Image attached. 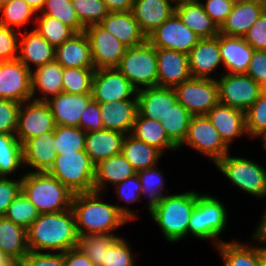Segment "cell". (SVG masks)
Returning a JSON list of instances; mask_svg holds the SVG:
<instances>
[{"mask_svg":"<svg viewBox=\"0 0 266 266\" xmlns=\"http://www.w3.org/2000/svg\"><path fill=\"white\" fill-rule=\"evenodd\" d=\"M0 99L19 103L32 99L31 70L18 59L0 64Z\"/></svg>","mask_w":266,"mask_h":266,"instance_id":"cell-16","label":"cell"},{"mask_svg":"<svg viewBox=\"0 0 266 266\" xmlns=\"http://www.w3.org/2000/svg\"><path fill=\"white\" fill-rule=\"evenodd\" d=\"M30 7H32L37 13L43 9L45 0H24Z\"/></svg>","mask_w":266,"mask_h":266,"instance_id":"cell-63","label":"cell"},{"mask_svg":"<svg viewBox=\"0 0 266 266\" xmlns=\"http://www.w3.org/2000/svg\"><path fill=\"white\" fill-rule=\"evenodd\" d=\"M157 86L174 88L191 78L188 55L164 48H156Z\"/></svg>","mask_w":266,"mask_h":266,"instance_id":"cell-17","label":"cell"},{"mask_svg":"<svg viewBox=\"0 0 266 266\" xmlns=\"http://www.w3.org/2000/svg\"><path fill=\"white\" fill-rule=\"evenodd\" d=\"M227 219V210L220 200L215 196L198 193V200L188 225V234L191 233L202 240L212 239L217 246L222 242L217 238L226 228Z\"/></svg>","mask_w":266,"mask_h":266,"instance_id":"cell-6","label":"cell"},{"mask_svg":"<svg viewBox=\"0 0 266 266\" xmlns=\"http://www.w3.org/2000/svg\"><path fill=\"white\" fill-rule=\"evenodd\" d=\"M157 169L158 167L155 165L137 172L142 186V194L149 198V203H147L148 210L165 196L163 195V189L165 188L164 177L162 176V172Z\"/></svg>","mask_w":266,"mask_h":266,"instance_id":"cell-47","label":"cell"},{"mask_svg":"<svg viewBox=\"0 0 266 266\" xmlns=\"http://www.w3.org/2000/svg\"><path fill=\"white\" fill-rule=\"evenodd\" d=\"M256 137H261L262 138V140H263V147H265L266 148V129L265 130H263V131H261Z\"/></svg>","mask_w":266,"mask_h":266,"instance_id":"cell-66","label":"cell"},{"mask_svg":"<svg viewBox=\"0 0 266 266\" xmlns=\"http://www.w3.org/2000/svg\"><path fill=\"white\" fill-rule=\"evenodd\" d=\"M12 0H0V7L6 3L11 2Z\"/></svg>","mask_w":266,"mask_h":266,"instance_id":"cell-70","label":"cell"},{"mask_svg":"<svg viewBox=\"0 0 266 266\" xmlns=\"http://www.w3.org/2000/svg\"><path fill=\"white\" fill-rule=\"evenodd\" d=\"M265 10L264 0H247L235 4L219 27V33L226 36L244 37Z\"/></svg>","mask_w":266,"mask_h":266,"instance_id":"cell-19","label":"cell"},{"mask_svg":"<svg viewBox=\"0 0 266 266\" xmlns=\"http://www.w3.org/2000/svg\"><path fill=\"white\" fill-rule=\"evenodd\" d=\"M92 52L94 68H116L127 47L99 24L85 27Z\"/></svg>","mask_w":266,"mask_h":266,"instance_id":"cell-15","label":"cell"},{"mask_svg":"<svg viewBox=\"0 0 266 266\" xmlns=\"http://www.w3.org/2000/svg\"><path fill=\"white\" fill-rule=\"evenodd\" d=\"M41 15L55 17L70 27L75 33L84 32L85 27L79 22L71 0H45Z\"/></svg>","mask_w":266,"mask_h":266,"instance_id":"cell-44","label":"cell"},{"mask_svg":"<svg viewBox=\"0 0 266 266\" xmlns=\"http://www.w3.org/2000/svg\"><path fill=\"white\" fill-rule=\"evenodd\" d=\"M39 215L37 208L21 191L8 207L4 217L27 230Z\"/></svg>","mask_w":266,"mask_h":266,"instance_id":"cell-46","label":"cell"},{"mask_svg":"<svg viewBox=\"0 0 266 266\" xmlns=\"http://www.w3.org/2000/svg\"><path fill=\"white\" fill-rule=\"evenodd\" d=\"M130 134L136 139L155 147L162 154L164 149L176 150L178 148L169 139L160 121L145 118L139 113Z\"/></svg>","mask_w":266,"mask_h":266,"instance_id":"cell-35","label":"cell"},{"mask_svg":"<svg viewBox=\"0 0 266 266\" xmlns=\"http://www.w3.org/2000/svg\"><path fill=\"white\" fill-rule=\"evenodd\" d=\"M86 132L80 127L56 125L54 147L57 155L84 150Z\"/></svg>","mask_w":266,"mask_h":266,"instance_id":"cell-41","label":"cell"},{"mask_svg":"<svg viewBox=\"0 0 266 266\" xmlns=\"http://www.w3.org/2000/svg\"><path fill=\"white\" fill-rule=\"evenodd\" d=\"M54 143V131L26 140L22 144L24 167L27 164L35 172H48L57 157Z\"/></svg>","mask_w":266,"mask_h":266,"instance_id":"cell-26","label":"cell"},{"mask_svg":"<svg viewBox=\"0 0 266 266\" xmlns=\"http://www.w3.org/2000/svg\"><path fill=\"white\" fill-rule=\"evenodd\" d=\"M55 61L63 68H94L87 35L75 33L69 40L55 48Z\"/></svg>","mask_w":266,"mask_h":266,"instance_id":"cell-27","label":"cell"},{"mask_svg":"<svg viewBox=\"0 0 266 266\" xmlns=\"http://www.w3.org/2000/svg\"><path fill=\"white\" fill-rule=\"evenodd\" d=\"M21 103L0 99V134H16Z\"/></svg>","mask_w":266,"mask_h":266,"instance_id":"cell-51","label":"cell"},{"mask_svg":"<svg viewBox=\"0 0 266 266\" xmlns=\"http://www.w3.org/2000/svg\"><path fill=\"white\" fill-rule=\"evenodd\" d=\"M99 25L127 48L140 45L147 40L131 11L109 12Z\"/></svg>","mask_w":266,"mask_h":266,"instance_id":"cell-25","label":"cell"},{"mask_svg":"<svg viewBox=\"0 0 266 266\" xmlns=\"http://www.w3.org/2000/svg\"><path fill=\"white\" fill-rule=\"evenodd\" d=\"M261 93L266 95V83L261 86Z\"/></svg>","mask_w":266,"mask_h":266,"instance_id":"cell-68","label":"cell"},{"mask_svg":"<svg viewBox=\"0 0 266 266\" xmlns=\"http://www.w3.org/2000/svg\"><path fill=\"white\" fill-rule=\"evenodd\" d=\"M174 1V5L183 3V2H195L197 0H173Z\"/></svg>","mask_w":266,"mask_h":266,"instance_id":"cell-67","label":"cell"},{"mask_svg":"<svg viewBox=\"0 0 266 266\" xmlns=\"http://www.w3.org/2000/svg\"><path fill=\"white\" fill-rule=\"evenodd\" d=\"M95 68H63V92L88 94L92 92Z\"/></svg>","mask_w":266,"mask_h":266,"instance_id":"cell-43","label":"cell"},{"mask_svg":"<svg viewBox=\"0 0 266 266\" xmlns=\"http://www.w3.org/2000/svg\"><path fill=\"white\" fill-rule=\"evenodd\" d=\"M116 68L137 90L140 86H157L156 48L147 40L140 45L127 48Z\"/></svg>","mask_w":266,"mask_h":266,"instance_id":"cell-7","label":"cell"},{"mask_svg":"<svg viewBox=\"0 0 266 266\" xmlns=\"http://www.w3.org/2000/svg\"><path fill=\"white\" fill-rule=\"evenodd\" d=\"M20 266H65L64 253L30 251L17 261Z\"/></svg>","mask_w":266,"mask_h":266,"instance_id":"cell-54","label":"cell"},{"mask_svg":"<svg viewBox=\"0 0 266 266\" xmlns=\"http://www.w3.org/2000/svg\"><path fill=\"white\" fill-rule=\"evenodd\" d=\"M243 38L254 50H266V10Z\"/></svg>","mask_w":266,"mask_h":266,"instance_id":"cell-55","label":"cell"},{"mask_svg":"<svg viewBox=\"0 0 266 266\" xmlns=\"http://www.w3.org/2000/svg\"><path fill=\"white\" fill-rule=\"evenodd\" d=\"M22 191V177L8 179L0 177V217H4L8 207Z\"/></svg>","mask_w":266,"mask_h":266,"instance_id":"cell-53","label":"cell"},{"mask_svg":"<svg viewBox=\"0 0 266 266\" xmlns=\"http://www.w3.org/2000/svg\"><path fill=\"white\" fill-rule=\"evenodd\" d=\"M261 266H266V247L261 246Z\"/></svg>","mask_w":266,"mask_h":266,"instance_id":"cell-65","label":"cell"},{"mask_svg":"<svg viewBox=\"0 0 266 266\" xmlns=\"http://www.w3.org/2000/svg\"><path fill=\"white\" fill-rule=\"evenodd\" d=\"M93 100L92 93H59L49 98L46 103L52 112L55 125L79 127L83 110Z\"/></svg>","mask_w":266,"mask_h":266,"instance_id":"cell-18","label":"cell"},{"mask_svg":"<svg viewBox=\"0 0 266 266\" xmlns=\"http://www.w3.org/2000/svg\"><path fill=\"white\" fill-rule=\"evenodd\" d=\"M79 127L86 133L104 129L98 102L92 100L83 110Z\"/></svg>","mask_w":266,"mask_h":266,"instance_id":"cell-57","label":"cell"},{"mask_svg":"<svg viewBox=\"0 0 266 266\" xmlns=\"http://www.w3.org/2000/svg\"><path fill=\"white\" fill-rule=\"evenodd\" d=\"M226 154L215 166L231 183L255 197H266V170L252 160Z\"/></svg>","mask_w":266,"mask_h":266,"instance_id":"cell-8","label":"cell"},{"mask_svg":"<svg viewBox=\"0 0 266 266\" xmlns=\"http://www.w3.org/2000/svg\"><path fill=\"white\" fill-rule=\"evenodd\" d=\"M71 5L84 27L99 24L109 13L102 0H71Z\"/></svg>","mask_w":266,"mask_h":266,"instance_id":"cell-48","label":"cell"},{"mask_svg":"<svg viewBox=\"0 0 266 266\" xmlns=\"http://www.w3.org/2000/svg\"><path fill=\"white\" fill-rule=\"evenodd\" d=\"M131 12L147 37L173 15L175 5L173 0H135Z\"/></svg>","mask_w":266,"mask_h":266,"instance_id":"cell-24","label":"cell"},{"mask_svg":"<svg viewBox=\"0 0 266 266\" xmlns=\"http://www.w3.org/2000/svg\"><path fill=\"white\" fill-rule=\"evenodd\" d=\"M224 260V266H261V246L234 242H222L216 246Z\"/></svg>","mask_w":266,"mask_h":266,"instance_id":"cell-37","label":"cell"},{"mask_svg":"<svg viewBox=\"0 0 266 266\" xmlns=\"http://www.w3.org/2000/svg\"><path fill=\"white\" fill-rule=\"evenodd\" d=\"M125 136L119 131L110 129L88 132L85 136L84 150L96 165L99 161L122 153Z\"/></svg>","mask_w":266,"mask_h":266,"instance_id":"cell-30","label":"cell"},{"mask_svg":"<svg viewBox=\"0 0 266 266\" xmlns=\"http://www.w3.org/2000/svg\"><path fill=\"white\" fill-rule=\"evenodd\" d=\"M72 209L40 214L27 229V243L33 252H59L76 247L78 240Z\"/></svg>","mask_w":266,"mask_h":266,"instance_id":"cell-2","label":"cell"},{"mask_svg":"<svg viewBox=\"0 0 266 266\" xmlns=\"http://www.w3.org/2000/svg\"><path fill=\"white\" fill-rule=\"evenodd\" d=\"M10 258H8L5 254L0 251V266H8L12 263Z\"/></svg>","mask_w":266,"mask_h":266,"instance_id":"cell-64","label":"cell"},{"mask_svg":"<svg viewBox=\"0 0 266 266\" xmlns=\"http://www.w3.org/2000/svg\"><path fill=\"white\" fill-rule=\"evenodd\" d=\"M22 193L40 214L71 208L73 193L48 172L29 171L22 176Z\"/></svg>","mask_w":266,"mask_h":266,"instance_id":"cell-4","label":"cell"},{"mask_svg":"<svg viewBox=\"0 0 266 266\" xmlns=\"http://www.w3.org/2000/svg\"><path fill=\"white\" fill-rule=\"evenodd\" d=\"M22 165V166H21ZM23 168V146L15 134H0V177Z\"/></svg>","mask_w":266,"mask_h":266,"instance_id":"cell-40","label":"cell"},{"mask_svg":"<svg viewBox=\"0 0 266 266\" xmlns=\"http://www.w3.org/2000/svg\"><path fill=\"white\" fill-rule=\"evenodd\" d=\"M19 39L18 60L32 71L30 63L35 67L45 65L55 60V47L44 39L35 29L22 34Z\"/></svg>","mask_w":266,"mask_h":266,"instance_id":"cell-29","label":"cell"},{"mask_svg":"<svg viewBox=\"0 0 266 266\" xmlns=\"http://www.w3.org/2000/svg\"><path fill=\"white\" fill-rule=\"evenodd\" d=\"M261 222L258 224V227L256 228V230L254 231V234L252 235V239L253 241H258L261 242L262 244H266V211H264V214L262 216V220H260ZM265 246L266 245H262Z\"/></svg>","mask_w":266,"mask_h":266,"instance_id":"cell-62","label":"cell"},{"mask_svg":"<svg viewBox=\"0 0 266 266\" xmlns=\"http://www.w3.org/2000/svg\"><path fill=\"white\" fill-rule=\"evenodd\" d=\"M36 20L39 25L34 29L55 48L75 34L70 27L55 17L40 15Z\"/></svg>","mask_w":266,"mask_h":266,"instance_id":"cell-42","label":"cell"},{"mask_svg":"<svg viewBox=\"0 0 266 266\" xmlns=\"http://www.w3.org/2000/svg\"><path fill=\"white\" fill-rule=\"evenodd\" d=\"M246 74L260 86L266 83V50H254Z\"/></svg>","mask_w":266,"mask_h":266,"instance_id":"cell-59","label":"cell"},{"mask_svg":"<svg viewBox=\"0 0 266 266\" xmlns=\"http://www.w3.org/2000/svg\"><path fill=\"white\" fill-rule=\"evenodd\" d=\"M115 186L116 195H119V200L127 203H134L137 200H141L142 186L138 174L127 178Z\"/></svg>","mask_w":266,"mask_h":266,"instance_id":"cell-56","label":"cell"},{"mask_svg":"<svg viewBox=\"0 0 266 266\" xmlns=\"http://www.w3.org/2000/svg\"><path fill=\"white\" fill-rule=\"evenodd\" d=\"M228 1H230L232 4H238V3H240V2H244V1H247V0H228Z\"/></svg>","mask_w":266,"mask_h":266,"instance_id":"cell-69","label":"cell"},{"mask_svg":"<svg viewBox=\"0 0 266 266\" xmlns=\"http://www.w3.org/2000/svg\"><path fill=\"white\" fill-rule=\"evenodd\" d=\"M200 39L175 12L147 36V41L155 48L175 50L187 55Z\"/></svg>","mask_w":266,"mask_h":266,"instance_id":"cell-12","label":"cell"},{"mask_svg":"<svg viewBox=\"0 0 266 266\" xmlns=\"http://www.w3.org/2000/svg\"><path fill=\"white\" fill-rule=\"evenodd\" d=\"M8 266H20V265L18 264V262H12Z\"/></svg>","mask_w":266,"mask_h":266,"instance_id":"cell-71","label":"cell"},{"mask_svg":"<svg viewBox=\"0 0 266 266\" xmlns=\"http://www.w3.org/2000/svg\"><path fill=\"white\" fill-rule=\"evenodd\" d=\"M204 11L210 16V18L220 27L231 12L232 4L228 0H206V3H202Z\"/></svg>","mask_w":266,"mask_h":266,"instance_id":"cell-58","label":"cell"},{"mask_svg":"<svg viewBox=\"0 0 266 266\" xmlns=\"http://www.w3.org/2000/svg\"><path fill=\"white\" fill-rule=\"evenodd\" d=\"M122 154L136 172L157 165L162 153L155 147L127 134L122 144Z\"/></svg>","mask_w":266,"mask_h":266,"instance_id":"cell-36","label":"cell"},{"mask_svg":"<svg viewBox=\"0 0 266 266\" xmlns=\"http://www.w3.org/2000/svg\"><path fill=\"white\" fill-rule=\"evenodd\" d=\"M16 31L0 24V60L2 62L18 58L19 37Z\"/></svg>","mask_w":266,"mask_h":266,"instance_id":"cell-52","label":"cell"},{"mask_svg":"<svg viewBox=\"0 0 266 266\" xmlns=\"http://www.w3.org/2000/svg\"><path fill=\"white\" fill-rule=\"evenodd\" d=\"M0 251L13 262H17L30 252L27 230L5 217H0Z\"/></svg>","mask_w":266,"mask_h":266,"instance_id":"cell-34","label":"cell"},{"mask_svg":"<svg viewBox=\"0 0 266 266\" xmlns=\"http://www.w3.org/2000/svg\"><path fill=\"white\" fill-rule=\"evenodd\" d=\"M109 12L131 11L135 0H102Z\"/></svg>","mask_w":266,"mask_h":266,"instance_id":"cell-61","label":"cell"},{"mask_svg":"<svg viewBox=\"0 0 266 266\" xmlns=\"http://www.w3.org/2000/svg\"><path fill=\"white\" fill-rule=\"evenodd\" d=\"M192 116L193 115L177 101L165 117L160 120L169 139L179 148L186 138Z\"/></svg>","mask_w":266,"mask_h":266,"instance_id":"cell-38","label":"cell"},{"mask_svg":"<svg viewBox=\"0 0 266 266\" xmlns=\"http://www.w3.org/2000/svg\"><path fill=\"white\" fill-rule=\"evenodd\" d=\"M0 24L8 28L16 29L27 24L28 20L36 14V11L24 0H12L0 7Z\"/></svg>","mask_w":266,"mask_h":266,"instance_id":"cell-45","label":"cell"},{"mask_svg":"<svg viewBox=\"0 0 266 266\" xmlns=\"http://www.w3.org/2000/svg\"><path fill=\"white\" fill-rule=\"evenodd\" d=\"M62 76L63 67L55 60L37 67L34 72L31 71L32 99L46 102L49 98L62 93ZM36 90L41 92V97H36Z\"/></svg>","mask_w":266,"mask_h":266,"instance_id":"cell-31","label":"cell"},{"mask_svg":"<svg viewBox=\"0 0 266 266\" xmlns=\"http://www.w3.org/2000/svg\"><path fill=\"white\" fill-rule=\"evenodd\" d=\"M197 200L196 191H187L165 195L150 208L149 214L169 243L188 236V225Z\"/></svg>","mask_w":266,"mask_h":266,"instance_id":"cell-3","label":"cell"},{"mask_svg":"<svg viewBox=\"0 0 266 266\" xmlns=\"http://www.w3.org/2000/svg\"><path fill=\"white\" fill-rule=\"evenodd\" d=\"M219 101L246 112L261 94V86L246 73H224L217 80Z\"/></svg>","mask_w":266,"mask_h":266,"instance_id":"cell-10","label":"cell"},{"mask_svg":"<svg viewBox=\"0 0 266 266\" xmlns=\"http://www.w3.org/2000/svg\"><path fill=\"white\" fill-rule=\"evenodd\" d=\"M137 101L141 116L160 121L177 102V96L174 88L170 87H140Z\"/></svg>","mask_w":266,"mask_h":266,"instance_id":"cell-20","label":"cell"},{"mask_svg":"<svg viewBox=\"0 0 266 266\" xmlns=\"http://www.w3.org/2000/svg\"><path fill=\"white\" fill-rule=\"evenodd\" d=\"M131 247L119 237L106 251L104 266H135Z\"/></svg>","mask_w":266,"mask_h":266,"instance_id":"cell-50","label":"cell"},{"mask_svg":"<svg viewBox=\"0 0 266 266\" xmlns=\"http://www.w3.org/2000/svg\"><path fill=\"white\" fill-rule=\"evenodd\" d=\"M220 57L228 73H246L254 49L243 37L218 34Z\"/></svg>","mask_w":266,"mask_h":266,"instance_id":"cell-28","label":"cell"},{"mask_svg":"<svg viewBox=\"0 0 266 266\" xmlns=\"http://www.w3.org/2000/svg\"><path fill=\"white\" fill-rule=\"evenodd\" d=\"M100 192H84L73 195L71 209L79 236L112 233L114 229L133 221L137 215L128 207L105 203Z\"/></svg>","mask_w":266,"mask_h":266,"instance_id":"cell-1","label":"cell"},{"mask_svg":"<svg viewBox=\"0 0 266 266\" xmlns=\"http://www.w3.org/2000/svg\"><path fill=\"white\" fill-rule=\"evenodd\" d=\"M135 174L136 170L122 153L111 156L95 165L94 191L103 193L107 182L117 185Z\"/></svg>","mask_w":266,"mask_h":266,"instance_id":"cell-32","label":"cell"},{"mask_svg":"<svg viewBox=\"0 0 266 266\" xmlns=\"http://www.w3.org/2000/svg\"><path fill=\"white\" fill-rule=\"evenodd\" d=\"M247 135L256 137L266 129V95L262 93L245 112Z\"/></svg>","mask_w":266,"mask_h":266,"instance_id":"cell-49","label":"cell"},{"mask_svg":"<svg viewBox=\"0 0 266 266\" xmlns=\"http://www.w3.org/2000/svg\"><path fill=\"white\" fill-rule=\"evenodd\" d=\"M177 101L193 116L206 115L219 101L216 79L193 78L174 87Z\"/></svg>","mask_w":266,"mask_h":266,"instance_id":"cell-9","label":"cell"},{"mask_svg":"<svg viewBox=\"0 0 266 266\" xmlns=\"http://www.w3.org/2000/svg\"><path fill=\"white\" fill-rule=\"evenodd\" d=\"M188 63L191 77L213 79L211 72L222 63L218 35L200 39L188 53Z\"/></svg>","mask_w":266,"mask_h":266,"instance_id":"cell-21","label":"cell"},{"mask_svg":"<svg viewBox=\"0 0 266 266\" xmlns=\"http://www.w3.org/2000/svg\"><path fill=\"white\" fill-rule=\"evenodd\" d=\"M119 236L112 233H97L78 236L76 248L87 255L94 266H104L106 251Z\"/></svg>","mask_w":266,"mask_h":266,"instance_id":"cell-39","label":"cell"},{"mask_svg":"<svg viewBox=\"0 0 266 266\" xmlns=\"http://www.w3.org/2000/svg\"><path fill=\"white\" fill-rule=\"evenodd\" d=\"M206 116L228 147H230V143L236 137L247 134L245 112L239 109L229 107L219 102Z\"/></svg>","mask_w":266,"mask_h":266,"instance_id":"cell-23","label":"cell"},{"mask_svg":"<svg viewBox=\"0 0 266 266\" xmlns=\"http://www.w3.org/2000/svg\"><path fill=\"white\" fill-rule=\"evenodd\" d=\"M175 13L201 39L214 38L219 34V27L204 11L199 0L175 5Z\"/></svg>","mask_w":266,"mask_h":266,"instance_id":"cell-33","label":"cell"},{"mask_svg":"<svg viewBox=\"0 0 266 266\" xmlns=\"http://www.w3.org/2000/svg\"><path fill=\"white\" fill-rule=\"evenodd\" d=\"M55 126L46 102L31 99L21 103L15 134L21 144L30 138L54 131Z\"/></svg>","mask_w":266,"mask_h":266,"instance_id":"cell-14","label":"cell"},{"mask_svg":"<svg viewBox=\"0 0 266 266\" xmlns=\"http://www.w3.org/2000/svg\"><path fill=\"white\" fill-rule=\"evenodd\" d=\"M104 129L130 134L138 114L137 97L109 103H99Z\"/></svg>","mask_w":266,"mask_h":266,"instance_id":"cell-22","label":"cell"},{"mask_svg":"<svg viewBox=\"0 0 266 266\" xmlns=\"http://www.w3.org/2000/svg\"><path fill=\"white\" fill-rule=\"evenodd\" d=\"M138 90L117 68L96 69L92 81V98L109 103L137 97Z\"/></svg>","mask_w":266,"mask_h":266,"instance_id":"cell-13","label":"cell"},{"mask_svg":"<svg viewBox=\"0 0 266 266\" xmlns=\"http://www.w3.org/2000/svg\"><path fill=\"white\" fill-rule=\"evenodd\" d=\"M65 266H94L92 260L76 247L64 252Z\"/></svg>","mask_w":266,"mask_h":266,"instance_id":"cell-60","label":"cell"},{"mask_svg":"<svg viewBox=\"0 0 266 266\" xmlns=\"http://www.w3.org/2000/svg\"><path fill=\"white\" fill-rule=\"evenodd\" d=\"M48 173L73 194L94 191L95 164L85 150L57 155Z\"/></svg>","mask_w":266,"mask_h":266,"instance_id":"cell-5","label":"cell"},{"mask_svg":"<svg viewBox=\"0 0 266 266\" xmlns=\"http://www.w3.org/2000/svg\"><path fill=\"white\" fill-rule=\"evenodd\" d=\"M183 144L204 154L214 164L230 151L206 115L192 116Z\"/></svg>","mask_w":266,"mask_h":266,"instance_id":"cell-11","label":"cell"}]
</instances>
